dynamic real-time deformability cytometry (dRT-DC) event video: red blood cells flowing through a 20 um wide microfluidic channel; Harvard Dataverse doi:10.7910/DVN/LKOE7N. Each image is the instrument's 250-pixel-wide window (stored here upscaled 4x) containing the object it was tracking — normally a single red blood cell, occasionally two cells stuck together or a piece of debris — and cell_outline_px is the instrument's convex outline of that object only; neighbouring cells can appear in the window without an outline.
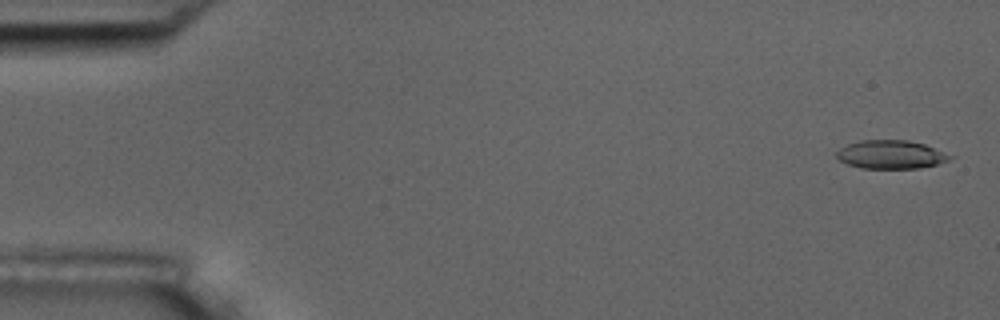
{"species": "common noctule bat (a hibernating species)", "species_latin": "Nyctalus noctula", "temperature_condition": "room temperature", "stored_images_in_passage": 5, "camera_frame_rate_fps": 3000, "um_per_image_px": 0.085, "animal": {"sex": "male", "body_mass_g": 17.5, "forearm_length_mm": 52.3}, "frame": {"image": 1, "passage_image": 1, "time_ms": 0.0, "image_size_px": [1000, 320], "cell_outline_px": [[956, 156], [948, 160], [936, 164], [920, 168], [860, 168], [848, 164], [840, 160], [836, 156], [836, 152], [840, 148], [848, 144], [860, 140], [908, 140], [924, 144]], "centroid_in_image_um": [75.73, 13.13], "position_along_channel_um": 9.3, "area_um2": 18.79}}